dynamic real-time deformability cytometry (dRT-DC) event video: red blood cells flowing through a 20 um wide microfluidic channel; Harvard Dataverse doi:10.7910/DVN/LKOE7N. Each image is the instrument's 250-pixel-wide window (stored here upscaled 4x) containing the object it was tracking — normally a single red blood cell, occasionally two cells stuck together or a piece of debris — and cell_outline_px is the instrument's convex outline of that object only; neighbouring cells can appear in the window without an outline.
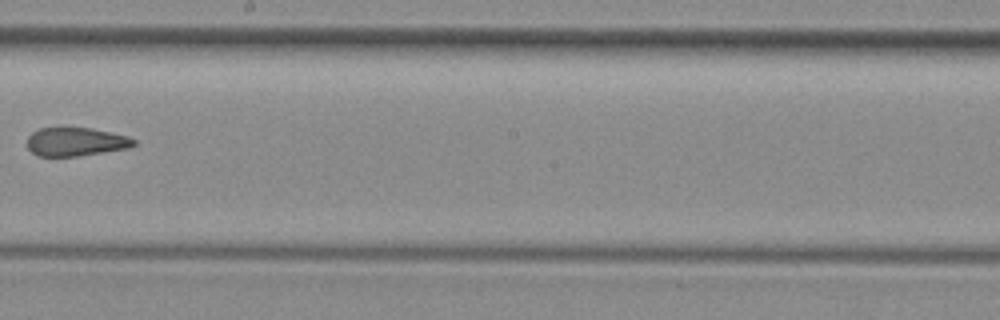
{"species": "common noctule bat (a hibernating species)", "species_latin": "Nyctalus noctula", "temperature_condition": "room temperature", "stored_images_in_passage": 8, "camera_frame_rate_fps": 3000, "um_per_image_px": 0.085, "animal": {"sex": "female", "body_mass_g": 29.2, "forearm_length_mm": 56.3}, "frame": {"image": 1, "passage_image": 8, "time_ms": 2.333, "image_size_px": [1000, 320], "cell_outline_px": [[136, 144], [128, 148], [76, 156], [40, 156], [32, 152], [28, 148], [28, 136], [32, 132], [40, 128], [92, 128], [128, 136], [136, 140]], "centroid_in_image_um": [6.45, 12.04], "position_along_channel_um": 241.8, "area_um2": 17.57}}